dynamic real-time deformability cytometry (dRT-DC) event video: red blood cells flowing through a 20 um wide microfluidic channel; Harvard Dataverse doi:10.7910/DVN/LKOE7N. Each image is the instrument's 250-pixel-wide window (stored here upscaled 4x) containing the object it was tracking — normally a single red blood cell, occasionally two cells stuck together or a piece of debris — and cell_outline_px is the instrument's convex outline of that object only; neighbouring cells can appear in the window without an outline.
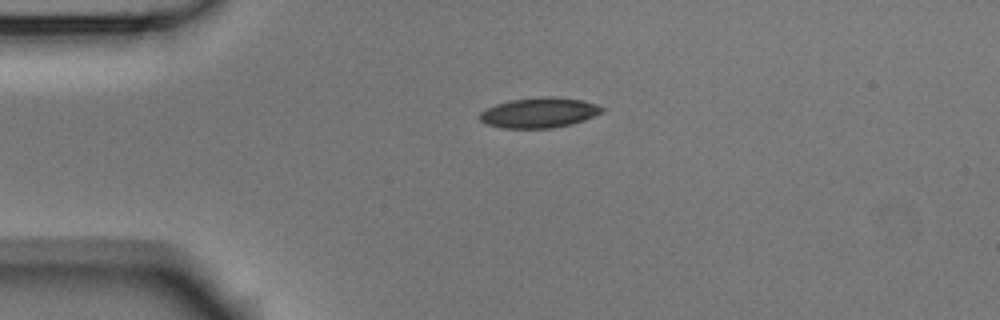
{"species": "Egyptian fruit bat (a non-hibernating species)", "species_latin": "Rousettus aegyptiacus", "temperature_condition": "room temperature", "stored_images_in_passage": 1, "camera_frame_rate_fps": 3000, "um_per_image_px": 0.085, "animal": {"sex": "male"}, "frame": {"image": 1, "passage_image": 1, "time_ms": 0.0, "image_size_px": [1000, 320], "cell_outline_px": [[604, 112], [584, 120], [572, 124], [552, 128], [504, 128], [488, 124], [480, 120], [480, 112], [496, 104], [508, 100], [540, 96], [552, 96], [584, 100], [596, 104], [604, 108]], "centroid_in_image_um": [45.87, 9.56], "position_along_channel_um": 39.1, "area_um2": 21.62}}